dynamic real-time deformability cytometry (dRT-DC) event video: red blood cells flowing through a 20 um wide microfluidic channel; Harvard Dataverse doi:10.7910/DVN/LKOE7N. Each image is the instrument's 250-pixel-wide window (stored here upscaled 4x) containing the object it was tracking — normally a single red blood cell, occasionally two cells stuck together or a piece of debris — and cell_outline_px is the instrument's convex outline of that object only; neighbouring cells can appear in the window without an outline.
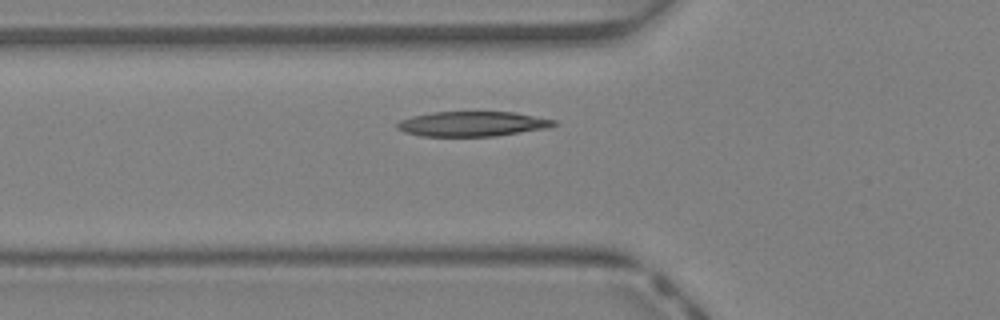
{"species": "Egyptian fruit bat (a non-hibernating species)", "species_latin": "Rousettus aegyptiacus", "temperature_condition": "warm", "stored_images_in_passage": 31, "camera_frame_rate_fps": 3000, "um_per_image_px": 0.085, "animal": {"sex": "female"}, "frame": {"image": 1, "passage_image": 3, "time_ms": 0.667, "image_size_px": [1000, 320], "cell_outline_px": [[556, 124], [548, 128], [496, 136], [420, 136], [404, 132], [396, 128], [396, 124], [400, 120], [412, 116], [432, 112], [512, 112], [556, 120]], "centroid_in_image_um": [40.12, 10.53], "position_along_channel_um": 85.7, "area_um2": 22.72}}
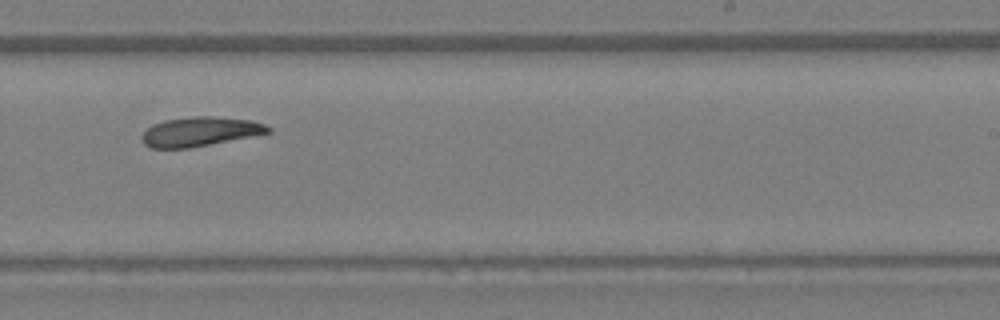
{"frame": {"image": 2, "passage_image": 15, "time_ms": 4.667, "image_size_px": [1000, 320], "cell_outline_px": [[272, 132], [188, 148], [152, 148], [144, 144], [140, 140], [140, 136], [152, 124], [164, 120], [196, 116], [216, 116], [252, 120], [264, 124], [272, 128]], "centroid_in_image_um": [16.98, 11.18], "position_along_channel_um": 272.0, "area_um2": 21.56}}
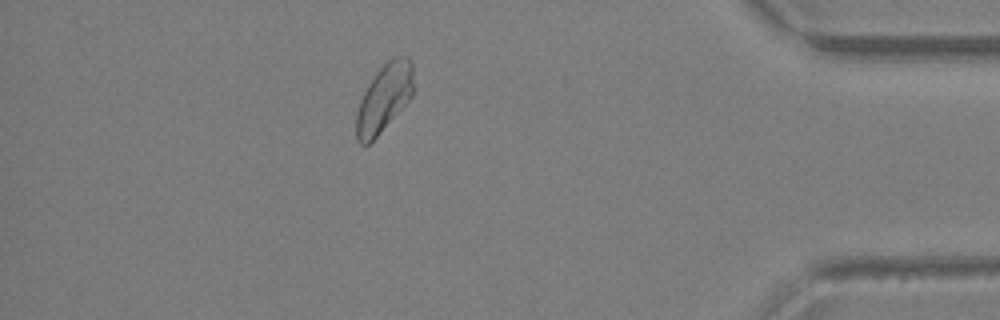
{"frame": {"image": 3, "passage_image": 26, "time_ms": 8.333, "image_size_px": [1000, 320], "cell_outline_px": [[412, 96], [380, 132], [368, 144], [360, 144], [356, 140], [356, 112], [360, 100], [368, 84], [376, 72], [392, 56], [408, 56], [412, 60]], "centroid_in_image_um": [32.63, 8.3], "position_along_channel_um": 402.6, "area_um2": 22.31}}